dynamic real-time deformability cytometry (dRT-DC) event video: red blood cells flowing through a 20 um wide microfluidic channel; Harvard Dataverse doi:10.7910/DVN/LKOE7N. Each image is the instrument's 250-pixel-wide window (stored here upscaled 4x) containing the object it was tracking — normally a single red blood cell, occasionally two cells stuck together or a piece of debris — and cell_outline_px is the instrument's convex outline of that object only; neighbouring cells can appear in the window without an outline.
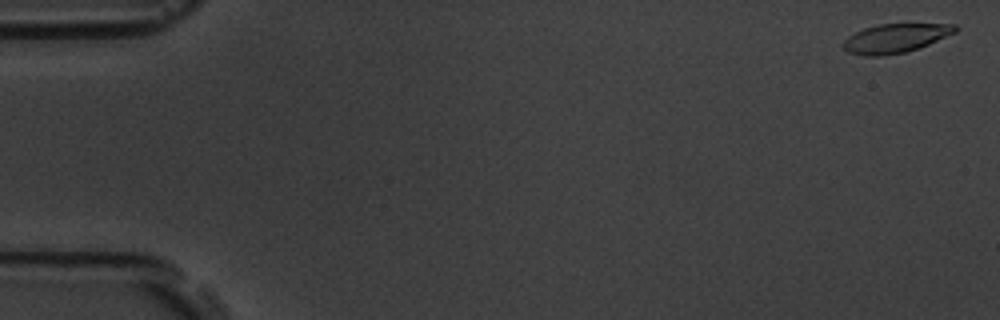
{"species": "common noctule bat (a hibernating species)", "species_latin": "Nyctalus noctula", "temperature_condition": "room temperature", "stored_images_in_passage": 58, "camera_frame_rate_fps": 3000, "um_per_image_px": 0.085, "animal": {"sex": "male", "body_mass_g": 19.5, "forearm_length_mm": 54.6}, "frame": {"image": 1, "passage_image": 2, "time_ms": 0.333, "image_size_px": [1000, 320], "cell_outline_px": [[956, 32], [928, 44], [904, 52], [880, 56], [864, 56], [848, 52], [840, 44], [848, 36], [864, 28], [880, 24], [956, 24]], "centroid_in_image_um": [76.06, 3.25], "position_along_channel_um": 8.9, "area_um2": 18.67}}
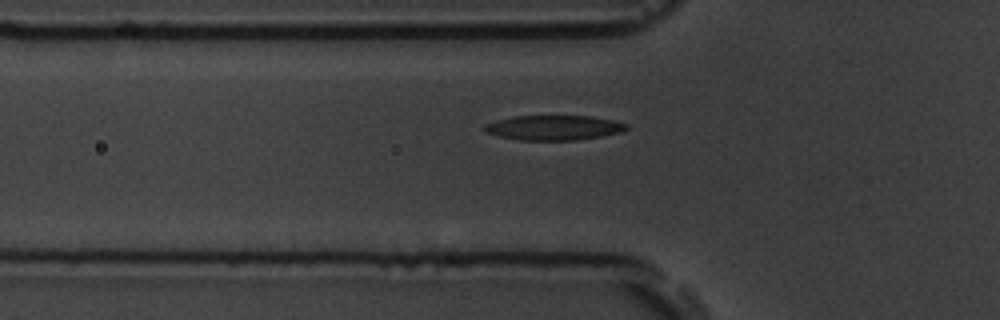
{"frame": {"image": 2, "passage_image": 20, "time_ms": 6.333, "image_size_px": [1000, 320], "cell_outline_px": [[628, 128], [620, 132], [600, 136], [576, 140], [520, 140], [500, 136], [484, 132], [480, 128], [484, 124], [496, 120], [512, 116], [588, 116], [612, 120], [628, 124]], "centroid_in_image_um": [47.0, 10.85], "position_along_channel_um": 78.8, "area_um2": 20.52}}
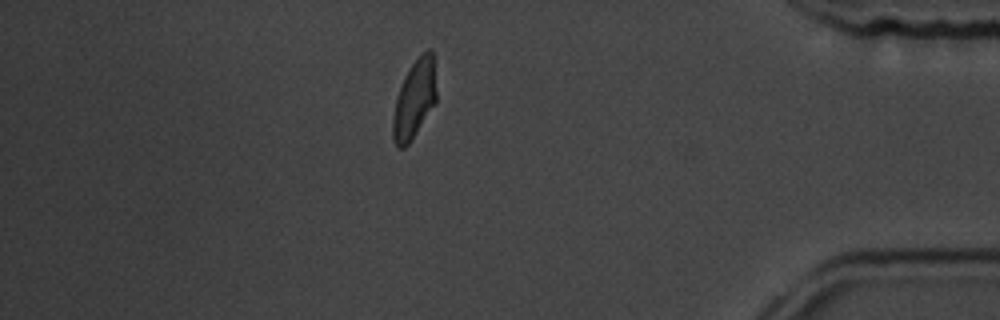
{"frame": {"image": 3, "passage_image": 50, "time_ms": 16.333, "image_size_px": [1000, 320], "cell_outline_px": [[436, 104], [408, 144], [404, 148], [396, 148], [392, 140], [392, 116], [396, 96], [404, 76], [412, 64], [428, 48], [432, 48], [436, 92]], "centroid_in_image_um": [35.2, 8.48], "position_along_channel_um": 400.0, "area_um2": 20.06}, "authors_computed_cell_mechanics": {"area_um2": 19.9988, "velocity_mm_per_s": 3.5861, "shape_relaxation_time_tau1_ms": 2.5508, "shape_relaxation_time_tau2_ms": 1.5925, "deformation_change_tau1": 0.1373, "deformation_change_tau2": 0.0776}}